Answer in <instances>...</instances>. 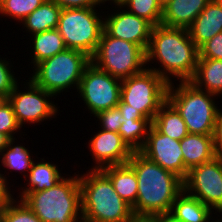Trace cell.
<instances>
[{
	"mask_svg": "<svg viewBox=\"0 0 222 222\" xmlns=\"http://www.w3.org/2000/svg\"><path fill=\"white\" fill-rule=\"evenodd\" d=\"M198 58V47L190 38L188 29L163 24L153 27L146 50V68L155 71L168 84L190 81Z\"/></svg>",
	"mask_w": 222,
	"mask_h": 222,
	"instance_id": "cell-1",
	"label": "cell"
},
{
	"mask_svg": "<svg viewBox=\"0 0 222 222\" xmlns=\"http://www.w3.org/2000/svg\"><path fill=\"white\" fill-rule=\"evenodd\" d=\"M127 163L134 169L138 181L137 201L132 211L148 214L170 212L173 202L183 191V180L140 152H133Z\"/></svg>",
	"mask_w": 222,
	"mask_h": 222,
	"instance_id": "cell-2",
	"label": "cell"
},
{
	"mask_svg": "<svg viewBox=\"0 0 222 222\" xmlns=\"http://www.w3.org/2000/svg\"><path fill=\"white\" fill-rule=\"evenodd\" d=\"M79 186L83 222H125L133 212L101 170L79 173Z\"/></svg>",
	"mask_w": 222,
	"mask_h": 222,
	"instance_id": "cell-3",
	"label": "cell"
},
{
	"mask_svg": "<svg viewBox=\"0 0 222 222\" xmlns=\"http://www.w3.org/2000/svg\"><path fill=\"white\" fill-rule=\"evenodd\" d=\"M21 200L41 222H83L79 171L68 172L52 188L29 192Z\"/></svg>",
	"mask_w": 222,
	"mask_h": 222,
	"instance_id": "cell-4",
	"label": "cell"
},
{
	"mask_svg": "<svg viewBox=\"0 0 222 222\" xmlns=\"http://www.w3.org/2000/svg\"><path fill=\"white\" fill-rule=\"evenodd\" d=\"M178 83L169 84L167 101L180 114L189 134L212 135L220 107L219 101L215 100L219 97L199 89L190 81Z\"/></svg>",
	"mask_w": 222,
	"mask_h": 222,
	"instance_id": "cell-5",
	"label": "cell"
},
{
	"mask_svg": "<svg viewBox=\"0 0 222 222\" xmlns=\"http://www.w3.org/2000/svg\"><path fill=\"white\" fill-rule=\"evenodd\" d=\"M90 62V57L85 53L67 48L37 63L26 77L38 87L58 96L59 100L61 93L63 96L71 89H75L73 92L77 93L84 69Z\"/></svg>",
	"mask_w": 222,
	"mask_h": 222,
	"instance_id": "cell-6",
	"label": "cell"
},
{
	"mask_svg": "<svg viewBox=\"0 0 222 222\" xmlns=\"http://www.w3.org/2000/svg\"><path fill=\"white\" fill-rule=\"evenodd\" d=\"M103 10L104 7L61 10L57 30L68 49L93 56L104 28Z\"/></svg>",
	"mask_w": 222,
	"mask_h": 222,
	"instance_id": "cell-7",
	"label": "cell"
},
{
	"mask_svg": "<svg viewBox=\"0 0 222 222\" xmlns=\"http://www.w3.org/2000/svg\"><path fill=\"white\" fill-rule=\"evenodd\" d=\"M168 86L155 71L145 68L138 74L122 79L117 107L139 111L153 121L160 107L167 101Z\"/></svg>",
	"mask_w": 222,
	"mask_h": 222,
	"instance_id": "cell-8",
	"label": "cell"
},
{
	"mask_svg": "<svg viewBox=\"0 0 222 222\" xmlns=\"http://www.w3.org/2000/svg\"><path fill=\"white\" fill-rule=\"evenodd\" d=\"M90 59L95 66L121 80L146 68V52L139 45L114 38L104 29Z\"/></svg>",
	"mask_w": 222,
	"mask_h": 222,
	"instance_id": "cell-9",
	"label": "cell"
},
{
	"mask_svg": "<svg viewBox=\"0 0 222 222\" xmlns=\"http://www.w3.org/2000/svg\"><path fill=\"white\" fill-rule=\"evenodd\" d=\"M25 81L21 80L8 97L19 126L24 129L28 123L29 128L30 124L40 125L46 120L57 118L60 109L54 102L56 97L35 85L29 78Z\"/></svg>",
	"mask_w": 222,
	"mask_h": 222,
	"instance_id": "cell-10",
	"label": "cell"
},
{
	"mask_svg": "<svg viewBox=\"0 0 222 222\" xmlns=\"http://www.w3.org/2000/svg\"><path fill=\"white\" fill-rule=\"evenodd\" d=\"M121 79L111 76L90 62L84 69L76 96L81 98L90 117L117 107L121 95Z\"/></svg>",
	"mask_w": 222,
	"mask_h": 222,
	"instance_id": "cell-11",
	"label": "cell"
},
{
	"mask_svg": "<svg viewBox=\"0 0 222 222\" xmlns=\"http://www.w3.org/2000/svg\"><path fill=\"white\" fill-rule=\"evenodd\" d=\"M183 190L215 213H222V156L190 168L183 180Z\"/></svg>",
	"mask_w": 222,
	"mask_h": 222,
	"instance_id": "cell-12",
	"label": "cell"
},
{
	"mask_svg": "<svg viewBox=\"0 0 222 222\" xmlns=\"http://www.w3.org/2000/svg\"><path fill=\"white\" fill-rule=\"evenodd\" d=\"M104 11L103 29L110 36L135 43L146 52L154 27L149 21L129 12L122 5L105 4Z\"/></svg>",
	"mask_w": 222,
	"mask_h": 222,
	"instance_id": "cell-13",
	"label": "cell"
},
{
	"mask_svg": "<svg viewBox=\"0 0 222 222\" xmlns=\"http://www.w3.org/2000/svg\"><path fill=\"white\" fill-rule=\"evenodd\" d=\"M139 152L163 169L176 174L182 180L187 176L188 169L183 163L180 141L160 133L153 125Z\"/></svg>",
	"mask_w": 222,
	"mask_h": 222,
	"instance_id": "cell-14",
	"label": "cell"
},
{
	"mask_svg": "<svg viewBox=\"0 0 222 222\" xmlns=\"http://www.w3.org/2000/svg\"><path fill=\"white\" fill-rule=\"evenodd\" d=\"M95 133V134H94ZM88 137L87 145L94 164L86 169L100 170L106 166L126 164L133 151L122 140L117 132L105 131L100 128ZM91 167V168H89Z\"/></svg>",
	"mask_w": 222,
	"mask_h": 222,
	"instance_id": "cell-15",
	"label": "cell"
},
{
	"mask_svg": "<svg viewBox=\"0 0 222 222\" xmlns=\"http://www.w3.org/2000/svg\"><path fill=\"white\" fill-rule=\"evenodd\" d=\"M34 161L27 177L24 179L23 183H18V193L15 195L18 199H22L29 192H38L45 189L52 188L55 184H57L64 176L62 170L63 168H59L57 162L54 163L52 160L50 162L49 158L46 161L43 157ZM62 172V173H61ZM63 174V175H62ZM20 187V188H19Z\"/></svg>",
	"mask_w": 222,
	"mask_h": 222,
	"instance_id": "cell-16",
	"label": "cell"
},
{
	"mask_svg": "<svg viewBox=\"0 0 222 222\" xmlns=\"http://www.w3.org/2000/svg\"><path fill=\"white\" fill-rule=\"evenodd\" d=\"M188 32L198 48L222 32V4L218 0H211L193 21Z\"/></svg>",
	"mask_w": 222,
	"mask_h": 222,
	"instance_id": "cell-17",
	"label": "cell"
},
{
	"mask_svg": "<svg viewBox=\"0 0 222 222\" xmlns=\"http://www.w3.org/2000/svg\"><path fill=\"white\" fill-rule=\"evenodd\" d=\"M18 137H21V139ZM17 139H20L22 142L24 141L23 137L20 135L17 136V138H10L8 145L0 153V169L4 172L6 177L8 176V178L11 177L9 176L10 174L14 175L12 172H16L17 174H21L20 178L23 175L22 178L25 179L36 158L33 156V152L25 147L24 143H20ZM9 170L11 173L7 172Z\"/></svg>",
	"mask_w": 222,
	"mask_h": 222,
	"instance_id": "cell-18",
	"label": "cell"
},
{
	"mask_svg": "<svg viewBox=\"0 0 222 222\" xmlns=\"http://www.w3.org/2000/svg\"><path fill=\"white\" fill-rule=\"evenodd\" d=\"M211 0H171L163 7L161 24L188 29Z\"/></svg>",
	"mask_w": 222,
	"mask_h": 222,
	"instance_id": "cell-19",
	"label": "cell"
},
{
	"mask_svg": "<svg viewBox=\"0 0 222 222\" xmlns=\"http://www.w3.org/2000/svg\"><path fill=\"white\" fill-rule=\"evenodd\" d=\"M184 166L189 170L217 156L212 135L187 134L180 140Z\"/></svg>",
	"mask_w": 222,
	"mask_h": 222,
	"instance_id": "cell-20",
	"label": "cell"
},
{
	"mask_svg": "<svg viewBox=\"0 0 222 222\" xmlns=\"http://www.w3.org/2000/svg\"><path fill=\"white\" fill-rule=\"evenodd\" d=\"M26 37L29 50L31 51L28 58L29 64L33 68L37 63L51 58L54 55L67 49L63 37L60 35L57 29L44 31L31 36ZM30 42V43H29Z\"/></svg>",
	"mask_w": 222,
	"mask_h": 222,
	"instance_id": "cell-21",
	"label": "cell"
},
{
	"mask_svg": "<svg viewBox=\"0 0 222 222\" xmlns=\"http://www.w3.org/2000/svg\"><path fill=\"white\" fill-rule=\"evenodd\" d=\"M100 170L110 179L115 192L133 207L138 194V181L134 169L126 163L106 166Z\"/></svg>",
	"mask_w": 222,
	"mask_h": 222,
	"instance_id": "cell-22",
	"label": "cell"
},
{
	"mask_svg": "<svg viewBox=\"0 0 222 222\" xmlns=\"http://www.w3.org/2000/svg\"><path fill=\"white\" fill-rule=\"evenodd\" d=\"M61 8L54 2L46 0L29 14L19 25L26 36L57 29ZM26 31V32H25Z\"/></svg>",
	"mask_w": 222,
	"mask_h": 222,
	"instance_id": "cell-23",
	"label": "cell"
},
{
	"mask_svg": "<svg viewBox=\"0 0 222 222\" xmlns=\"http://www.w3.org/2000/svg\"><path fill=\"white\" fill-rule=\"evenodd\" d=\"M196 87L222 97V60L198 58L193 78Z\"/></svg>",
	"mask_w": 222,
	"mask_h": 222,
	"instance_id": "cell-24",
	"label": "cell"
},
{
	"mask_svg": "<svg viewBox=\"0 0 222 222\" xmlns=\"http://www.w3.org/2000/svg\"><path fill=\"white\" fill-rule=\"evenodd\" d=\"M170 212L181 222H208L216 214L199 199L184 190L173 202Z\"/></svg>",
	"mask_w": 222,
	"mask_h": 222,
	"instance_id": "cell-25",
	"label": "cell"
},
{
	"mask_svg": "<svg viewBox=\"0 0 222 222\" xmlns=\"http://www.w3.org/2000/svg\"><path fill=\"white\" fill-rule=\"evenodd\" d=\"M152 125L160 133L178 141L188 134L184 120L168 101L160 107L152 121Z\"/></svg>",
	"mask_w": 222,
	"mask_h": 222,
	"instance_id": "cell-26",
	"label": "cell"
},
{
	"mask_svg": "<svg viewBox=\"0 0 222 222\" xmlns=\"http://www.w3.org/2000/svg\"><path fill=\"white\" fill-rule=\"evenodd\" d=\"M122 121L123 123L119 127L118 133L133 152H139L146 142L152 121L150 119Z\"/></svg>",
	"mask_w": 222,
	"mask_h": 222,
	"instance_id": "cell-27",
	"label": "cell"
},
{
	"mask_svg": "<svg viewBox=\"0 0 222 222\" xmlns=\"http://www.w3.org/2000/svg\"><path fill=\"white\" fill-rule=\"evenodd\" d=\"M46 0H0V18L14 19L15 26L20 24L29 14Z\"/></svg>",
	"mask_w": 222,
	"mask_h": 222,
	"instance_id": "cell-28",
	"label": "cell"
},
{
	"mask_svg": "<svg viewBox=\"0 0 222 222\" xmlns=\"http://www.w3.org/2000/svg\"><path fill=\"white\" fill-rule=\"evenodd\" d=\"M122 6L153 26L161 24L163 8L158 0H127Z\"/></svg>",
	"mask_w": 222,
	"mask_h": 222,
	"instance_id": "cell-29",
	"label": "cell"
},
{
	"mask_svg": "<svg viewBox=\"0 0 222 222\" xmlns=\"http://www.w3.org/2000/svg\"><path fill=\"white\" fill-rule=\"evenodd\" d=\"M3 222H41L21 199L16 198L4 208Z\"/></svg>",
	"mask_w": 222,
	"mask_h": 222,
	"instance_id": "cell-30",
	"label": "cell"
},
{
	"mask_svg": "<svg viewBox=\"0 0 222 222\" xmlns=\"http://www.w3.org/2000/svg\"><path fill=\"white\" fill-rule=\"evenodd\" d=\"M0 55V94L8 96L14 90V87L20 82V75L18 77L17 71L14 72V63L15 61H11V59L4 58ZM8 59V60H7ZM17 76H16V75ZM18 78V79H17Z\"/></svg>",
	"mask_w": 222,
	"mask_h": 222,
	"instance_id": "cell-31",
	"label": "cell"
},
{
	"mask_svg": "<svg viewBox=\"0 0 222 222\" xmlns=\"http://www.w3.org/2000/svg\"><path fill=\"white\" fill-rule=\"evenodd\" d=\"M21 129L22 128L17 123L12 106L8 101L0 109V133L6 134L9 138H14L17 134H20V136H27Z\"/></svg>",
	"mask_w": 222,
	"mask_h": 222,
	"instance_id": "cell-32",
	"label": "cell"
},
{
	"mask_svg": "<svg viewBox=\"0 0 222 222\" xmlns=\"http://www.w3.org/2000/svg\"><path fill=\"white\" fill-rule=\"evenodd\" d=\"M94 117H96L97 120ZM93 118L95 119L94 123H96V126V121H98L97 128H100L105 131H112L118 133L119 127L123 123L122 114L118 107L100 111L95 116H93Z\"/></svg>",
	"mask_w": 222,
	"mask_h": 222,
	"instance_id": "cell-33",
	"label": "cell"
},
{
	"mask_svg": "<svg viewBox=\"0 0 222 222\" xmlns=\"http://www.w3.org/2000/svg\"><path fill=\"white\" fill-rule=\"evenodd\" d=\"M199 58L222 60V32L216 34L199 48Z\"/></svg>",
	"mask_w": 222,
	"mask_h": 222,
	"instance_id": "cell-34",
	"label": "cell"
},
{
	"mask_svg": "<svg viewBox=\"0 0 222 222\" xmlns=\"http://www.w3.org/2000/svg\"><path fill=\"white\" fill-rule=\"evenodd\" d=\"M10 180L13 181V184H16L17 182L15 179H8V177L4 175L2 170H0V208H5L17 198L14 196L17 189L14 188V185L12 184V182H10ZM11 187L14 189H11Z\"/></svg>",
	"mask_w": 222,
	"mask_h": 222,
	"instance_id": "cell-35",
	"label": "cell"
},
{
	"mask_svg": "<svg viewBox=\"0 0 222 222\" xmlns=\"http://www.w3.org/2000/svg\"><path fill=\"white\" fill-rule=\"evenodd\" d=\"M61 9L75 8H101L105 6L104 0H49Z\"/></svg>",
	"mask_w": 222,
	"mask_h": 222,
	"instance_id": "cell-36",
	"label": "cell"
},
{
	"mask_svg": "<svg viewBox=\"0 0 222 222\" xmlns=\"http://www.w3.org/2000/svg\"><path fill=\"white\" fill-rule=\"evenodd\" d=\"M218 109L214 131L212 134L213 144L217 155L222 156V106Z\"/></svg>",
	"mask_w": 222,
	"mask_h": 222,
	"instance_id": "cell-37",
	"label": "cell"
},
{
	"mask_svg": "<svg viewBox=\"0 0 222 222\" xmlns=\"http://www.w3.org/2000/svg\"><path fill=\"white\" fill-rule=\"evenodd\" d=\"M125 222H158V214L132 212Z\"/></svg>",
	"mask_w": 222,
	"mask_h": 222,
	"instance_id": "cell-38",
	"label": "cell"
},
{
	"mask_svg": "<svg viewBox=\"0 0 222 222\" xmlns=\"http://www.w3.org/2000/svg\"><path fill=\"white\" fill-rule=\"evenodd\" d=\"M122 114V120H138V119H147L139 111L132 109H120Z\"/></svg>",
	"mask_w": 222,
	"mask_h": 222,
	"instance_id": "cell-39",
	"label": "cell"
},
{
	"mask_svg": "<svg viewBox=\"0 0 222 222\" xmlns=\"http://www.w3.org/2000/svg\"><path fill=\"white\" fill-rule=\"evenodd\" d=\"M158 222H181L171 212L159 213Z\"/></svg>",
	"mask_w": 222,
	"mask_h": 222,
	"instance_id": "cell-40",
	"label": "cell"
},
{
	"mask_svg": "<svg viewBox=\"0 0 222 222\" xmlns=\"http://www.w3.org/2000/svg\"><path fill=\"white\" fill-rule=\"evenodd\" d=\"M9 137L6 134L0 133V153L8 145Z\"/></svg>",
	"mask_w": 222,
	"mask_h": 222,
	"instance_id": "cell-41",
	"label": "cell"
},
{
	"mask_svg": "<svg viewBox=\"0 0 222 222\" xmlns=\"http://www.w3.org/2000/svg\"><path fill=\"white\" fill-rule=\"evenodd\" d=\"M127 0H104L105 4L123 5Z\"/></svg>",
	"mask_w": 222,
	"mask_h": 222,
	"instance_id": "cell-42",
	"label": "cell"
},
{
	"mask_svg": "<svg viewBox=\"0 0 222 222\" xmlns=\"http://www.w3.org/2000/svg\"><path fill=\"white\" fill-rule=\"evenodd\" d=\"M215 215H216V217H215ZM219 215L221 216L222 213L214 214L213 217L208 222H222V216L220 217Z\"/></svg>",
	"mask_w": 222,
	"mask_h": 222,
	"instance_id": "cell-43",
	"label": "cell"
},
{
	"mask_svg": "<svg viewBox=\"0 0 222 222\" xmlns=\"http://www.w3.org/2000/svg\"><path fill=\"white\" fill-rule=\"evenodd\" d=\"M8 102V96H5L3 94H0V109L3 105H5Z\"/></svg>",
	"mask_w": 222,
	"mask_h": 222,
	"instance_id": "cell-44",
	"label": "cell"
},
{
	"mask_svg": "<svg viewBox=\"0 0 222 222\" xmlns=\"http://www.w3.org/2000/svg\"><path fill=\"white\" fill-rule=\"evenodd\" d=\"M171 0H158L161 7H165Z\"/></svg>",
	"mask_w": 222,
	"mask_h": 222,
	"instance_id": "cell-45",
	"label": "cell"
},
{
	"mask_svg": "<svg viewBox=\"0 0 222 222\" xmlns=\"http://www.w3.org/2000/svg\"><path fill=\"white\" fill-rule=\"evenodd\" d=\"M4 208H0V222H3Z\"/></svg>",
	"mask_w": 222,
	"mask_h": 222,
	"instance_id": "cell-46",
	"label": "cell"
}]
</instances>
